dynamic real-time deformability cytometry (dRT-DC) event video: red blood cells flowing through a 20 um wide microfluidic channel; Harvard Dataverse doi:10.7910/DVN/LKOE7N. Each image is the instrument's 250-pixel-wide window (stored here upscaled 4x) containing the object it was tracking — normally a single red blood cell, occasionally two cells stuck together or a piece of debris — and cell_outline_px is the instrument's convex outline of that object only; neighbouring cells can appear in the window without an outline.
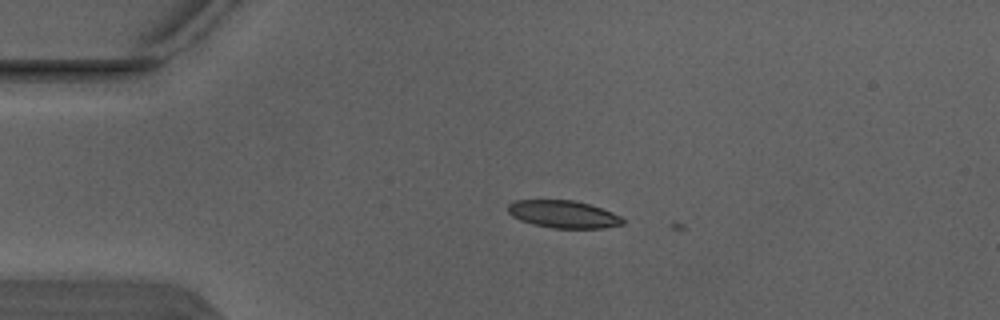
{"species": "Egyptian fruit bat (a non-hibernating species)", "species_latin": "Rousettus aegyptiacus", "temperature_condition": "warm", "stored_images_in_passage": 3, "camera_frame_rate_fps": 3000, "um_per_image_px": 0.085, "animal": {"sex": "male"}, "frame": {"image": 1, "passage_image": 2, "time_ms": 0.333, "image_size_px": [1000, 320], "cell_outline_px": [[624, 224], [604, 228], [552, 228], [532, 224], [520, 220], [512, 216], [508, 212], [508, 204], [516, 200], [576, 200], [612, 212], [620, 216], [624, 220]], "centroid_in_image_um": [47.88, 18.21], "position_along_channel_um": 37.1, "area_um2": 18.38}}